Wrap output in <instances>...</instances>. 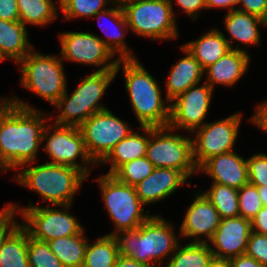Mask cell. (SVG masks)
<instances>
[{
    "mask_svg": "<svg viewBox=\"0 0 267 267\" xmlns=\"http://www.w3.org/2000/svg\"><path fill=\"white\" fill-rule=\"evenodd\" d=\"M0 100V168L17 171L36 162L47 115L17 97Z\"/></svg>",
    "mask_w": 267,
    "mask_h": 267,
    "instance_id": "cell-1",
    "label": "cell"
},
{
    "mask_svg": "<svg viewBox=\"0 0 267 267\" xmlns=\"http://www.w3.org/2000/svg\"><path fill=\"white\" fill-rule=\"evenodd\" d=\"M114 236L119 254L151 267H161L166 256L172 255L179 245L174 226L159 215H152L138 228L124 230Z\"/></svg>",
    "mask_w": 267,
    "mask_h": 267,
    "instance_id": "cell-2",
    "label": "cell"
},
{
    "mask_svg": "<svg viewBox=\"0 0 267 267\" xmlns=\"http://www.w3.org/2000/svg\"><path fill=\"white\" fill-rule=\"evenodd\" d=\"M123 65V66H122ZM123 67L125 88L140 126L166 127L170 121V104L165 105L155 78L135 59H119L116 74Z\"/></svg>",
    "mask_w": 267,
    "mask_h": 267,
    "instance_id": "cell-3",
    "label": "cell"
},
{
    "mask_svg": "<svg viewBox=\"0 0 267 267\" xmlns=\"http://www.w3.org/2000/svg\"><path fill=\"white\" fill-rule=\"evenodd\" d=\"M17 183L33 190L54 206L72 205L73 196L87 177L78 169L45 163L30 166L17 174Z\"/></svg>",
    "mask_w": 267,
    "mask_h": 267,
    "instance_id": "cell-4",
    "label": "cell"
},
{
    "mask_svg": "<svg viewBox=\"0 0 267 267\" xmlns=\"http://www.w3.org/2000/svg\"><path fill=\"white\" fill-rule=\"evenodd\" d=\"M116 75L115 70L95 71L79 82L70 97L66 90L54 104L60 109L54 123L80 127L91 115L107 109L99 102Z\"/></svg>",
    "mask_w": 267,
    "mask_h": 267,
    "instance_id": "cell-5",
    "label": "cell"
},
{
    "mask_svg": "<svg viewBox=\"0 0 267 267\" xmlns=\"http://www.w3.org/2000/svg\"><path fill=\"white\" fill-rule=\"evenodd\" d=\"M62 61L61 57L43 55L32 49L18 63L22 87L54 105L67 88Z\"/></svg>",
    "mask_w": 267,
    "mask_h": 267,
    "instance_id": "cell-6",
    "label": "cell"
},
{
    "mask_svg": "<svg viewBox=\"0 0 267 267\" xmlns=\"http://www.w3.org/2000/svg\"><path fill=\"white\" fill-rule=\"evenodd\" d=\"M111 221L116 231L115 235L124 230H133L147 221L151 216L145 214V206L136 193L135 186L119 182L113 175L104 174L96 179Z\"/></svg>",
    "mask_w": 267,
    "mask_h": 267,
    "instance_id": "cell-7",
    "label": "cell"
},
{
    "mask_svg": "<svg viewBox=\"0 0 267 267\" xmlns=\"http://www.w3.org/2000/svg\"><path fill=\"white\" fill-rule=\"evenodd\" d=\"M122 8L128 27L139 36L154 40L178 37L172 0H137Z\"/></svg>",
    "mask_w": 267,
    "mask_h": 267,
    "instance_id": "cell-8",
    "label": "cell"
},
{
    "mask_svg": "<svg viewBox=\"0 0 267 267\" xmlns=\"http://www.w3.org/2000/svg\"><path fill=\"white\" fill-rule=\"evenodd\" d=\"M173 131L169 126H149L146 157L155 168H174L189 178L198 173L193 160L192 138L177 135Z\"/></svg>",
    "mask_w": 267,
    "mask_h": 267,
    "instance_id": "cell-9",
    "label": "cell"
},
{
    "mask_svg": "<svg viewBox=\"0 0 267 267\" xmlns=\"http://www.w3.org/2000/svg\"><path fill=\"white\" fill-rule=\"evenodd\" d=\"M9 205L23 217L21 225L34 239L47 242L59 237L76 235L83 230L75 217L67 212L71 205L57 206L66 211L49 207V204L48 207L33 206L32 202L29 203V207L19 209L16 204Z\"/></svg>",
    "mask_w": 267,
    "mask_h": 267,
    "instance_id": "cell-10",
    "label": "cell"
},
{
    "mask_svg": "<svg viewBox=\"0 0 267 267\" xmlns=\"http://www.w3.org/2000/svg\"><path fill=\"white\" fill-rule=\"evenodd\" d=\"M45 140L46 146L43 145V149L47 152L51 160L48 163L74 167L88 177L91 172L88 165L96 163L86 150L79 127L58 125L55 123L51 126L46 125L42 134V142ZM79 156L83 165L82 162L80 164L76 160Z\"/></svg>",
    "mask_w": 267,
    "mask_h": 267,
    "instance_id": "cell-11",
    "label": "cell"
},
{
    "mask_svg": "<svg viewBox=\"0 0 267 267\" xmlns=\"http://www.w3.org/2000/svg\"><path fill=\"white\" fill-rule=\"evenodd\" d=\"M79 129L86 150L96 164L133 131L128 123L113 115L108 109L91 115Z\"/></svg>",
    "mask_w": 267,
    "mask_h": 267,
    "instance_id": "cell-12",
    "label": "cell"
},
{
    "mask_svg": "<svg viewBox=\"0 0 267 267\" xmlns=\"http://www.w3.org/2000/svg\"><path fill=\"white\" fill-rule=\"evenodd\" d=\"M241 113H235L216 122H207L197 128L196 137L192 139L193 160L199 168L209 158L234 151L237 140Z\"/></svg>",
    "mask_w": 267,
    "mask_h": 267,
    "instance_id": "cell-13",
    "label": "cell"
},
{
    "mask_svg": "<svg viewBox=\"0 0 267 267\" xmlns=\"http://www.w3.org/2000/svg\"><path fill=\"white\" fill-rule=\"evenodd\" d=\"M59 41L62 60L100 67L96 71L116 70L119 58L111 59L115 55L98 35L69 31L59 34Z\"/></svg>",
    "mask_w": 267,
    "mask_h": 267,
    "instance_id": "cell-14",
    "label": "cell"
},
{
    "mask_svg": "<svg viewBox=\"0 0 267 267\" xmlns=\"http://www.w3.org/2000/svg\"><path fill=\"white\" fill-rule=\"evenodd\" d=\"M197 86L198 84L192 85L170 102V128L186 130L191 135L205 124L204 119L210 108L213 89L206 82Z\"/></svg>",
    "mask_w": 267,
    "mask_h": 267,
    "instance_id": "cell-15",
    "label": "cell"
},
{
    "mask_svg": "<svg viewBox=\"0 0 267 267\" xmlns=\"http://www.w3.org/2000/svg\"><path fill=\"white\" fill-rule=\"evenodd\" d=\"M252 232L251 221L242 216L223 218L210 242L216 258L230 259L246 254L248 239Z\"/></svg>",
    "mask_w": 267,
    "mask_h": 267,
    "instance_id": "cell-16",
    "label": "cell"
},
{
    "mask_svg": "<svg viewBox=\"0 0 267 267\" xmlns=\"http://www.w3.org/2000/svg\"><path fill=\"white\" fill-rule=\"evenodd\" d=\"M196 195V196H195ZM195 200L188 208L185 218L180 227V236L194 238L192 242L200 243L206 237L209 241L213 237L216 229L221 223V216L213 204L200 191L194 194Z\"/></svg>",
    "mask_w": 267,
    "mask_h": 267,
    "instance_id": "cell-17",
    "label": "cell"
},
{
    "mask_svg": "<svg viewBox=\"0 0 267 267\" xmlns=\"http://www.w3.org/2000/svg\"><path fill=\"white\" fill-rule=\"evenodd\" d=\"M234 151L213 156L199 168L213 179V183L225 185L239 190L249 183L247 159Z\"/></svg>",
    "mask_w": 267,
    "mask_h": 267,
    "instance_id": "cell-18",
    "label": "cell"
},
{
    "mask_svg": "<svg viewBox=\"0 0 267 267\" xmlns=\"http://www.w3.org/2000/svg\"><path fill=\"white\" fill-rule=\"evenodd\" d=\"M188 178L174 168L160 167L135 185L138 198L144 205L169 197L177 188L185 184Z\"/></svg>",
    "mask_w": 267,
    "mask_h": 267,
    "instance_id": "cell-19",
    "label": "cell"
},
{
    "mask_svg": "<svg viewBox=\"0 0 267 267\" xmlns=\"http://www.w3.org/2000/svg\"><path fill=\"white\" fill-rule=\"evenodd\" d=\"M250 56L245 50H229L215 63L204 69L207 72V84L214 89L217 84L234 85L249 68Z\"/></svg>",
    "mask_w": 267,
    "mask_h": 267,
    "instance_id": "cell-20",
    "label": "cell"
},
{
    "mask_svg": "<svg viewBox=\"0 0 267 267\" xmlns=\"http://www.w3.org/2000/svg\"><path fill=\"white\" fill-rule=\"evenodd\" d=\"M181 49L186 57L181 58L169 71L165 103H170L192 85L199 84L205 73L195 57L183 46Z\"/></svg>",
    "mask_w": 267,
    "mask_h": 267,
    "instance_id": "cell-21",
    "label": "cell"
},
{
    "mask_svg": "<svg viewBox=\"0 0 267 267\" xmlns=\"http://www.w3.org/2000/svg\"><path fill=\"white\" fill-rule=\"evenodd\" d=\"M224 18L225 27L230 34V39H227L230 49L243 51L239 45L233 47L230 41L233 39L245 44V46L260 44L261 36L258 26H266L267 21L238 9L228 12Z\"/></svg>",
    "mask_w": 267,
    "mask_h": 267,
    "instance_id": "cell-22",
    "label": "cell"
},
{
    "mask_svg": "<svg viewBox=\"0 0 267 267\" xmlns=\"http://www.w3.org/2000/svg\"><path fill=\"white\" fill-rule=\"evenodd\" d=\"M28 31L21 21L0 19V57L12 59L17 64L32 50Z\"/></svg>",
    "mask_w": 267,
    "mask_h": 267,
    "instance_id": "cell-23",
    "label": "cell"
},
{
    "mask_svg": "<svg viewBox=\"0 0 267 267\" xmlns=\"http://www.w3.org/2000/svg\"><path fill=\"white\" fill-rule=\"evenodd\" d=\"M140 128L146 134L145 136L140 135L138 131H132L127 137L116 144L100 162V164L111 162L108 175H112L121 165L146 156L149 141V126H140Z\"/></svg>",
    "mask_w": 267,
    "mask_h": 267,
    "instance_id": "cell-24",
    "label": "cell"
},
{
    "mask_svg": "<svg viewBox=\"0 0 267 267\" xmlns=\"http://www.w3.org/2000/svg\"><path fill=\"white\" fill-rule=\"evenodd\" d=\"M199 62L203 69L224 56L230 49L227 38L217 29H211L197 40L182 45Z\"/></svg>",
    "mask_w": 267,
    "mask_h": 267,
    "instance_id": "cell-25",
    "label": "cell"
},
{
    "mask_svg": "<svg viewBox=\"0 0 267 267\" xmlns=\"http://www.w3.org/2000/svg\"><path fill=\"white\" fill-rule=\"evenodd\" d=\"M0 267H30L27 230L17 222L0 239Z\"/></svg>",
    "mask_w": 267,
    "mask_h": 267,
    "instance_id": "cell-26",
    "label": "cell"
},
{
    "mask_svg": "<svg viewBox=\"0 0 267 267\" xmlns=\"http://www.w3.org/2000/svg\"><path fill=\"white\" fill-rule=\"evenodd\" d=\"M112 5L113 7H109L104 11L98 12L94 16L98 17V20H101L103 17H108L110 22L113 21L116 24L115 28H118H113L112 30H114V32L112 31L113 33L109 34V32H104L108 29L105 28L104 30V27L99 22V26H101L103 32L107 35V39L100 37L99 39L103 41V43L113 52L114 55L118 54L120 56L118 57L119 59H135L131 50L129 51L130 48L125 44L126 41L124 40L125 33L129 31V27L123 8L114 3H112Z\"/></svg>",
    "mask_w": 267,
    "mask_h": 267,
    "instance_id": "cell-27",
    "label": "cell"
},
{
    "mask_svg": "<svg viewBox=\"0 0 267 267\" xmlns=\"http://www.w3.org/2000/svg\"><path fill=\"white\" fill-rule=\"evenodd\" d=\"M84 232L83 229L79 234L47 241L50 250L64 267H83L85 250L88 244Z\"/></svg>",
    "mask_w": 267,
    "mask_h": 267,
    "instance_id": "cell-28",
    "label": "cell"
},
{
    "mask_svg": "<svg viewBox=\"0 0 267 267\" xmlns=\"http://www.w3.org/2000/svg\"><path fill=\"white\" fill-rule=\"evenodd\" d=\"M214 257L210 244L207 242H190L178 245L175 252L169 257L166 267H208Z\"/></svg>",
    "mask_w": 267,
    "mask_h": 267,
    "instance_id": "cell-29",
    "label": "cell"
},
{
    "mask_svg": "<svg viewBox=\"0 0 267 267\" xmlns=\"http://www.w3.org/2000/svg\"><path fill=\"white\" fill-rule=\"evenodd\" d=\"M119 256L118 243L114 235H105L96 242L87 244L83 267H114Z\"/></svg>",
    "mask_w": 267,
    "mask_h": 267,
    "instance_id": "cell-30",
    "label": "cell"
},
{
    "mask_svg": "<svg viewBox=\"0 0 267 267\" xmlns=\"http://www.w3.org/2000/svg\"><path fill=\"white\" fill-rule=\"evenodd\" d=\"M20 21L35 26L48 25L57 17V7L52 0H17Z\"/></svg>",
    "mask_w": 267,
    "mask_h": 267,
    "instance_id": "cell-31",
    "label": "cell"
},
{
    "mask_svg": "<svg viewBox=\"0 0 267 267\" xmlns=\"http://www.w3.org/2000/svg\"><path fill=\"white\" fill-rule=\"evenodd\" d=\"M203 194L213 204L222 219L240 216L237 189L213 183Z\"/></svg>",
    "mask_w": 267,
    "mask_h": 267,
    "instance_id": "cell-32",
    "label": "cell"
},
{
    "mask_svg": "<svg viewBox=\"0 0 267 267\" xmlns=\"http://www.w3.org/2000/svg\"><path fill=\"white\" fill-rule=\"evenodd\" d=\"M155 167L145 156L121 165L112 175L119 181L130 186H135L148 177Z\"/></svg>",
    "mask_w": 267,
    "mask_h": 267,
    "instance_id": "cell-33",
    "label": "cell"
},
{
    "mask_svg": "<svg viewBox=\"0 0 267 267\" xmlns=\"http://www.w3.org/2000/svg\"><path fill=\"white\" fill-rule=\"evenodd\" d=\"M66 20L80 17H93L106 10V4L113 0H57ZM105 7V8H104Z\"/></svg>",
    "mask_w": 267,
    "mask_h": 267,
    "instance_id": "cell-34",
    "label": "cell"
},
{
    "mask_svg": "<svg viewBox=\"0 0 267 267\" xmlns=\"http://www.w3.org/2000/svg\"><path fill=\"white\" fill-rule=\"evenodd\" d=\"M27 255L30 267H64L47 242L34 239L27 231Z\"/></svg>",
    "mask_w": 267,
    "mask_h": 267,
    "instance_id": "cell-35",
    "label": "cell"
},
{
    "mask_svg": "<svg viewBox=\"0 0 267 267\" xmlns=\"http://www.w3.org/2000/svg\"><path fill=\"white\" fill-rule=\"evenodd\" d=\"M238 205L240 216L252 221L263 207L257 187L249 183L242 186L238 190Z\"/></svg>",
    "mask_w": 267,
    "mask_h": 267,
    "instance_id": "cell-36",
    "label": "cell"
},
{
    "mask_svg": "<svg viewBox=\"0 0 267 267\" xmlns=\"http://www.w3.org/2000/svg\"><path fill=\"white\" fill-rule=\"evenodd\" d=\"M249 184L267 186V155L258 153L247 159Z\"/></svg>",
    "mask_w": 267,
    "mask_h": 267,
    "instance_id": "cell-37",
    "label": "cell"
},
{
    "mask_svg": "<svg viewBox=\"0 0 267 267\" xmlns=\"http://www.w3.org/2000/svg\"><path fill=\"white\" fill-rule=\"evenodd\" d=\"M246 254L267 267V235L252 231L248 239Z\"/></svg>",
    "mask_w": 267,
    "mask_h": 267,
    "instance_id": "cell-38",
    "label": "cell"
},
{
    "mask_svg": "<svg viewBox=\"0 0 267 267\" xmlns=\"http://www.w3.org/2000/svg\"><path fill=\"white\" fill-rule=\"evenodd\" d=\"M242 8H236L240 11L253 14L267 21V0H239L238 5Z\"/></svg>",
    "mask_w": 267,
    "mask_h": 267,
    "instance_id": "cell-39",
    "label": "cell"
},
{
    "mask_svg": "<svg viewBox=\"0 0 267 267\" xmlns=\"http://www.w3.org/2000/svg\"><path fill=\"white\" fill-rule=\"evenodd\" d=\"M0 19L20 21L17 0H0Z\"/></svg>",
    "mask_w": 267,
    "mask_h": 267,
    "instance_id": "cell-40",
    "label": "cell"
},
{
    "mask_svg": "<svg viewBox=\"0 0 267 267\" xmlns=\"http://www.w3.org/2000/svg\"><path fill=\"white\" fill-rule=\"evenodd\" d=\"M176 2L188 16L193 17L192 20L198 17V13H200L198 12L199 10L207 9L205 0H176Z\"/></svg>",
    "mask_w": 267,
    "mask_h": 267,
    "instance_id": "cell-41",
    "label": "cell"
},
{
    "mask_svg": "<svg viewBox=\"0 0 267 267\" xmlns=\"http://www.w3.org/2000/svg\"><path fill=\"white\" fill-rule=\"evenodd\" d=\"M0 211V239L17 222L14 219L16 213L8 204Z\"/></svg>",
    "mask_w": 267,
    "mask_h": 267,
    "instance_id": "cell-42",
    "label": "cell"
},
{
    "mask_svg": "<svg viewBox=\"0 0 267 267\" xmlns=\"http://www.w3.org/2000/svg\"><path fill=\"white\" fill-rule=\"evenodd\" d=\"M256 106V112L249 121L267 133V100Z\"/></svg>",
    "mask_w": 267,
    "mask_h": 267,
    "instance_id": "cell-43",
    "label": "cell"
},
{
    "mask_svg": "<svg viewBox=\"0 0 267 267\" xmlns=\"http://www.w3.org/2000/svg\"><path fill=\"white\" fill-rule=\"evenodd\" d=\"M252 231L267 235V206H263L251 221Z\"/></svg>",
    "mask_w": 267,
    "mask_h": 267,
    "instance_id": "cell-44",
    "label": "cell"
},
{
    "mask_svg": "<svg viewBox=\"0 0 267 267\" xmlns=\"http://www.w3.org/2000/svg\"><path fill=\"white\" fill-rule=\"evenodd\" d=\"M231 267H264L257 260L247 254L230 258Z\"/></svg>",
    "mask_w": 267,
    "mask_h": 267,
    "instance_id": "cell-45",
    "label": "cell"
},
{
    "mask_svg": "<svg viewBox=\"0 0 267 267\" xmlns=\"http://www.w3.org/2000/svg\"><path fill=\"white\" fill-rule=\"evenodd\" d=\"M114 267H151V266L145 263L138 262L137 260L131 257L119 254V256L115 261Z\"/></svg>",
    "mask_w": 267,
    "mask_h": 267,
    "instance_id": "cell-46",
    "label": "cell"
},
{
    "mask_svg": "<svg viewBox=\"0 0 267 267\" xmlns=\"http://www.w3.org/2000/svg\"><path fill=\"white\" fill-rule=\"evenodd\" d=\"M239 0H205V5L207 9H212L213 7L219 8H229V12L235 10L236 5H238Z\"/></svg>",
    "mask_w": 267,
    "mask_h": 267,
    "instance_id": "cell-47",
    "label": "cell"
},
{
    "mask_svg": "<svg viewBox=\"0 0 267 267\" xmlns=\"http://www.w3.org/2000/svg\"><path fill=\"white\" fill-rule=\"evenodd\" d=\"M208 267H231L230 259L213 257L209 262Z\"/></svg>",
    "mask_w": 267,
    "mask_h": 267,
    "instance_id": "cell-48",
    "label": "cell"
},
{
    "mask_svg": "<svg viewBox=\"0 0 267 267\" xmlns=\"http://www.w3.org/2000/svg\"><path fill=\"white\" fill-rule=\"evenodd\" d=\"M258 189V194L263 203V206H267V186H256Z\"/></svg>",
    "mask_w": 267,
    "mask_h": 267,
    "instance_id": "cell-49",
    "label": "cell"
},
{
    "mask_svg": "<svg viewBox=\"0 0 267 267\" xmlns=\"http://www.w3.org/2000/svg\"><path fill=\"white\" fill-rule=\"evenodd\" d=\"M137 0H113L114 4H117L119 7H124L126 4L134 2Z\"/></svg>",
    "mask_w": 267,
    "mask_h": 267,
    "instance_id": "cell-50",
    "label": "cell"
}]
</instances>
